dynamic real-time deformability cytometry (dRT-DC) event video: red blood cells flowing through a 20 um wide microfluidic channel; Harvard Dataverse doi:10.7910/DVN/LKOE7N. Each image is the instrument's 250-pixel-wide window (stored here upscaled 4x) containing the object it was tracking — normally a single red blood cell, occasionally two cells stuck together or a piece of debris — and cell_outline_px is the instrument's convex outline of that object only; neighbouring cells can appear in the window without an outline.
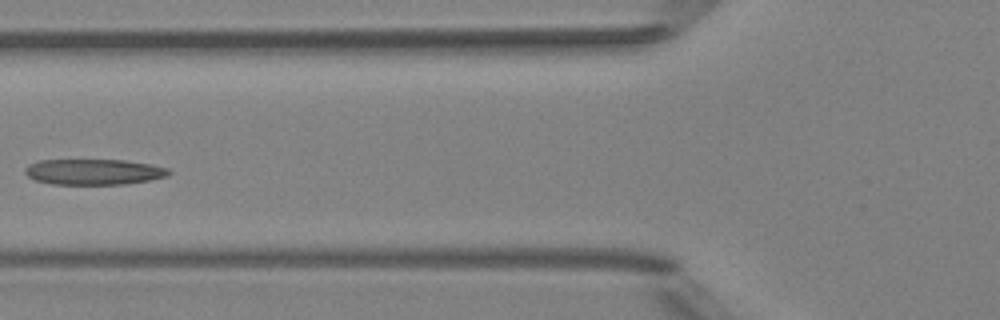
{"species": "Egyptian fruit bat (a non-hibernating species)", "species_latin": "Rousettus aegyptiacus", "temperature_condition": "room temperature", "stored_images_in_passage": 7, "camera_frame_rate_fps": 3000, "um_per_image_px": 0.085, "animal": {"sex": "female"}, "frame": {"image": 1, "passage_image": 5, "time_ms": 4.667, "image_size_px": [1000, 320], "cell_outline_px": [[172, 172], [168, 176], [148, 180], [124, 184], [52, 184], [36, 180], [28, 176], [24, 172], [24, 168], [28, 164], [40, 160], [124, 160], [152, 164], [168, 168]], "centroid_in_image_um": [7.98, 14.6], "position_along_channel_um": 117.8, "area_um2": 21.56}}
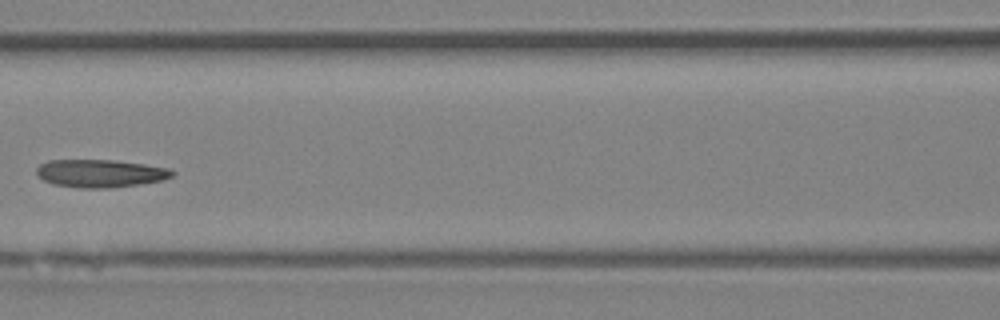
{"frame": {"image": 2, "passage_image": 6, "time_ms": 5.667, "image_size_px": [1000, 320], "cell_outline_px": [[176, 176], [160, 180], [140, 184], [108, 188], [80, 188], [52, 184], [44, 180], [36, 172], [36, 168], [40, 164], [48, 160], [112, 160], [144, 164], [168, 168], [176, 172]], "centroid_in_image_um": [8.54, 14.74], "position_along_channel_um": 158.1, "area_um2": 22.02}}
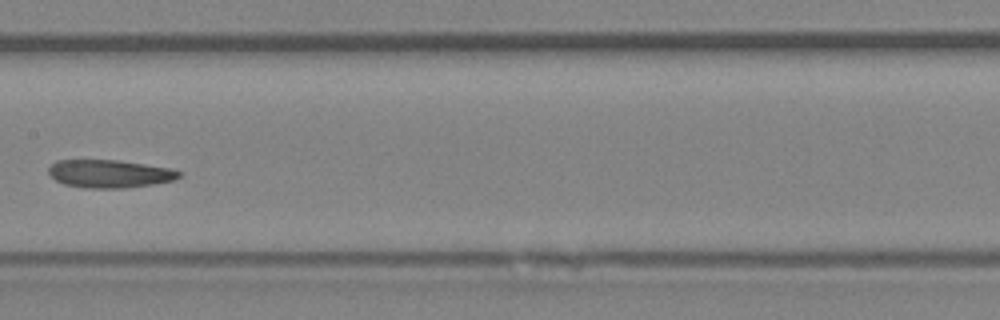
{"frame": {"image": 3, "passage_image": 7, "time_ms": 6.667, "image_size_px": [1000, 320], "cell_outline_px": [[184, 172], [180, 176], [172, 180], [152, 184], [124, 188], [84, 188], [64, 184], [56, 180], [48, 172], [48, 168], [56, 160], [116, 160], [168, 168]], "centroid_in_image_um": [9.28, 14.77], "position_along_channel_um": 198.1, "area_um2": 21.04}}